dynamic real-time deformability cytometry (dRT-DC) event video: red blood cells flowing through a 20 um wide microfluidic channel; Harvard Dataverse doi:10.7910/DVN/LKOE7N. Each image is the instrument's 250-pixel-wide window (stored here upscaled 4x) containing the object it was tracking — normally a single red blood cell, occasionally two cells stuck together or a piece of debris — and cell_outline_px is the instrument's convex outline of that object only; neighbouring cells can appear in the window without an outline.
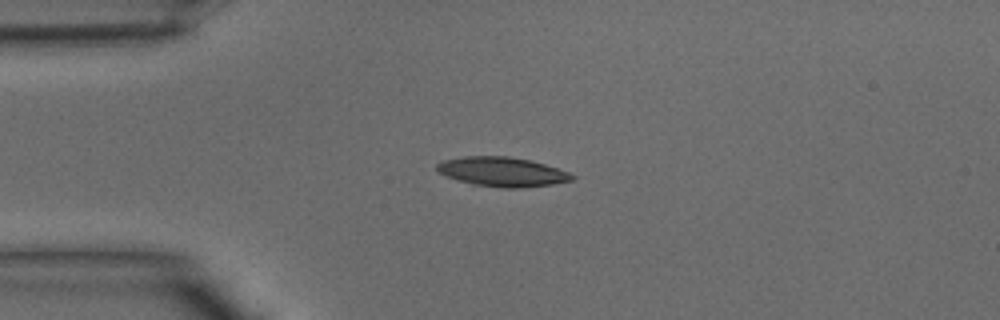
{"species": "common noctule bat (a hibernating species)", "species_latin": "Nyctalus noctula", "temperature_condition": "warm", "stored_images_in_passage": 39, "camera_frame_rate_fps": 3000, "um_per_image_px": 0.085, "animal": {"sex": "male", "body_mass_g": 15.6}, "frame": {"image": 1, "passage_image": 9, "time_ms": 2.667, "image_size_px": [1000, 320], "cell_outline_px": [[576, 176], [572, 180], [552, 184], [516, 188], [504, 188], [472, 184], [456, 180], [436, 172], [436, 164], [444, 160], [464, 156], [508, 156], [528, 160], [544, 164], [568, 172]], "centroid_in_image_um": [42.63, 14.6], "position_along_channel_um": 42.4, "area_um2": 23.06}}
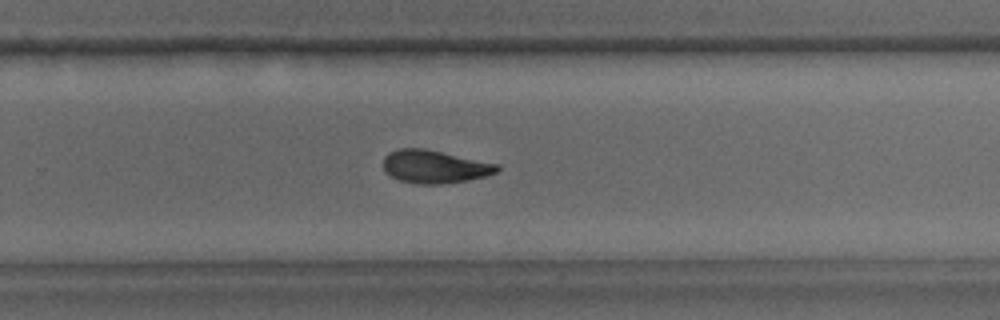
{"frame": {"image": 2, "passage_image": 25, "time_ms": 8.0, "image_size_px": [1000, 320], "cell_outline_px": [[500, 168], [496, 172], [484, 176], [468, 180], [440, 184], [416, 184], [400, 180], [384, 172], [384, 156], [388, 152], [396, 148], [424, 148], [500, 164]], "centroid_in_image_um": [36.92, 14.15], "position_along_channel_um": 292.9, "area_um2": 21.96}}
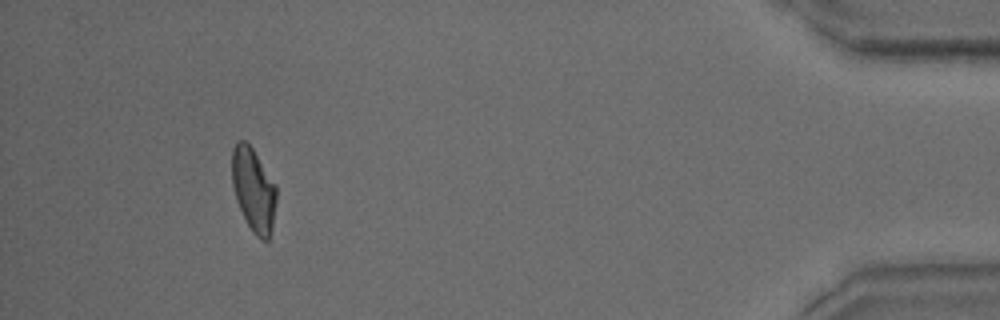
{"frame": {"image": 3, "passage_image": 36, "time_ms": 11.667, "image_size_px": [1000, 320], "cell_outline_px": [[276, 204], [272, 228], [268, 244], [260, 240], [252, 232], [236, 200], [232, 184], [232, 148], [236, 140], [244, 140], [252, 148], [276, 184]], "centroid_in_image_um": [21.56, 16.16], "position_along_channel_um": 413.6, "area_um2": 21.85}}